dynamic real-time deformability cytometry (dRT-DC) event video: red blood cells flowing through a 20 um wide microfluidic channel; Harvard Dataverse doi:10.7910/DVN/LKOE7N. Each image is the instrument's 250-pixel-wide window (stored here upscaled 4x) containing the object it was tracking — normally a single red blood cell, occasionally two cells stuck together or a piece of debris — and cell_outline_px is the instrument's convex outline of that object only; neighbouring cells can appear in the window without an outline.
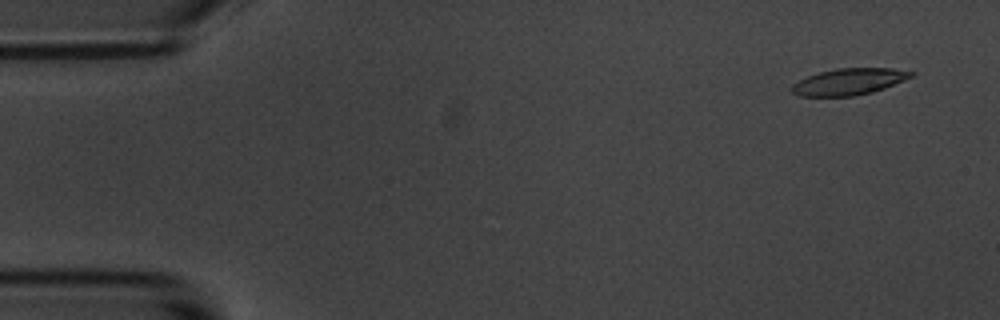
{"species": "common noctule bat (a hibernating species)", "species_latin": "Nyctalus noctula", "temperature_condition": "room temperature", "stored_images_in_passage": 4, "camera_frame_rate_fps": 3000, "um_per_image_px": 0.085, "animal": {"sex": "male", "body_mass_g": 20.1, "forearm_length_mm": 53.5}, "frame": {"image": 1, "passage_image": 1, "time_ms": 0.0, "image_size_px": [1000, 320], "cell_outline_px": [[916, 72], [912, 76], [904, 80], [884, 88], [872, 92], [852, 96], [800, 96], [792, 92], [788, 88], [792, 84], [808, 76], [820, 72], [836, 68], [892, 68]], "centroid_in_image_um": [72.14, 6.94], "position_along_channel_um": 12.9, "area_um2": 18.38}}
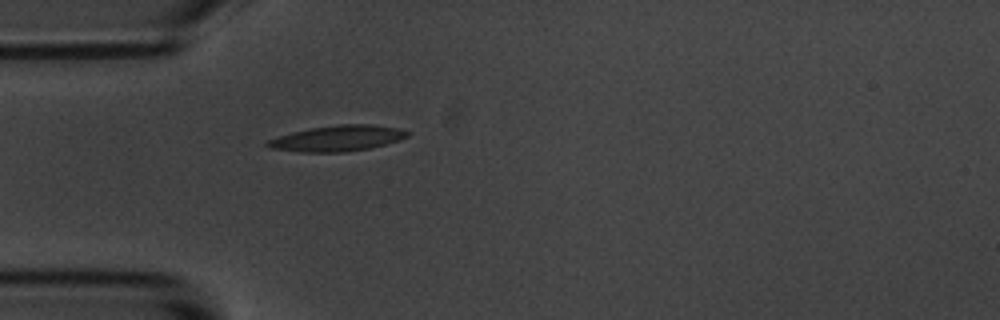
{"frame": {"image": 2, "passage_image": 4, "time_ms": 4.333, "image_size_px": [1000, 320], "cell_outline_px": [[408, 136], [400, 140], [368, 148], [344, 152], [296, 152], [268, 148], [264, 144], [268, 140], [292, 132], [308, 128], [340, 124], [372, 124], [400, 128], [408, 132]], "centroid_in_image_um": [28.65, 11.75], "position_along_channel_um": 56.4, "area_um2": 21.04}}